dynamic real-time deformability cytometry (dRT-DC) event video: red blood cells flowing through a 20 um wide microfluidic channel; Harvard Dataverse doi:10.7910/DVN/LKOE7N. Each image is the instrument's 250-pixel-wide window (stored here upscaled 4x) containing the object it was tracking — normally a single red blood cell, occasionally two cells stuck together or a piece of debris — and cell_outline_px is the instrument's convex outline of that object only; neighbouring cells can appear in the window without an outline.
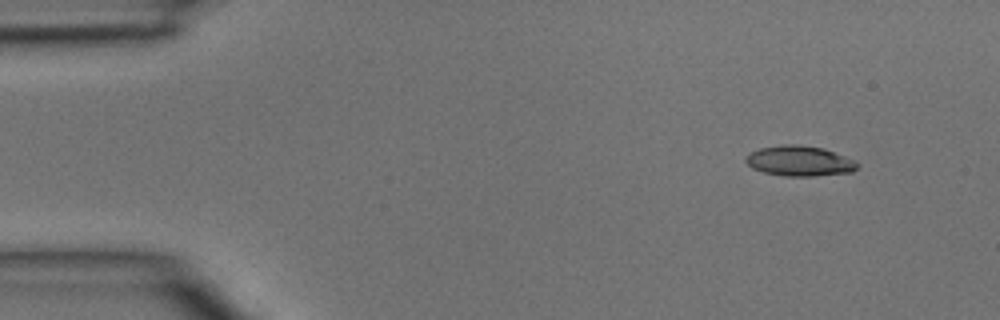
{"species": "common noctule bat (a hibernating species)", "species_latin": "Nyctalus noctula", "temperature_condition": "room temperature", "stored_images_in_passage": 4, "segment_of_instrument_passage": [2, 2], "camera_frame_rate_fps": 3000, "um_per_image_px": 0.085, "animal": {"sex": "male", "body_mass_g": 15.6}, "frame": {"image": 1, "passage_image": 4, "time_ms": 1.0, "image_size_px": [1000, 320], "cell_outline_px": [[860, 164], [852, 172], [812, 176], [784, 176], [764, 172], [752, 168], [744, 160], [752, 152], [760, 148], [784, 144], [796, 144], [824, 148], [856, 160]], "centroid_in_image_um": [68.0, 13.68], "position_along_channel_um": 17.0, "area_um2": 19.65}}